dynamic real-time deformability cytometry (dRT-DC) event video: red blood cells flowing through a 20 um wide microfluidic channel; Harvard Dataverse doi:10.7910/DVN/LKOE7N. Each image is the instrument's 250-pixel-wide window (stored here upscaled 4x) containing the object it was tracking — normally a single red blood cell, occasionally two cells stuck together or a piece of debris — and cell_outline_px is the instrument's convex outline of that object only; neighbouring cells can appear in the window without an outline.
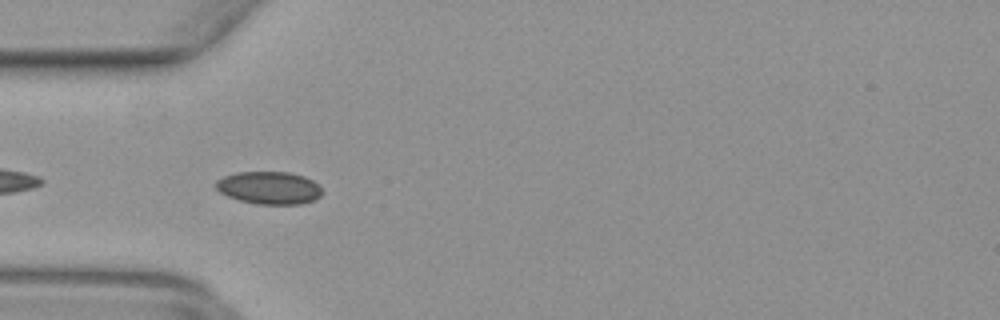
{"species": "common noctule bat (a hibernating species)", "species_latin": "Nyctalus noctula", "temperature_condition": "warm", "stored_images_in_passage": 10, "camera_frame_rate_fps": 3000, "um_per_image_px": 0.085, "animal": {"sex": "female", "body_mass_g": 29.2, "forearm_length_mm": 56.3}, "frame": {"image": 1, "passage_image": 2, "time_ms": 0.333, "image_size_px": [1000, 320], "cell_outline_px": [[324, 192], [316, 200], [300, 204], [256, 204], [240, 200], [228, 196], [220, 192], [216, 188], [216, 180], [224, 176], [236, 172], [288, 172], [304, 176], [320, 184]], "centroid_in_image_um": [22.92, 15.96], "position_along_channel_um": 62.1, "area_um2": 20.4}}
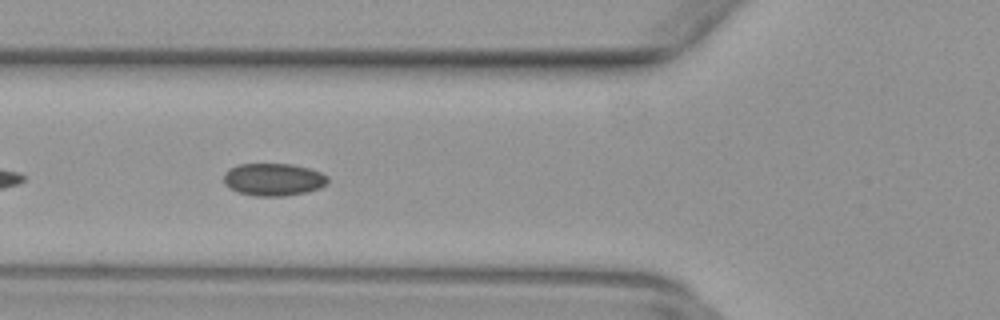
{"frame": {"image": 2, "passage_image": 5, "time_ms": 1.333, "image_size_px": [1000, 320], "cell_outline_px": [[328, 184], [320, 188], [308, 192], [284, 196], [256, 196], [240, 192], [224, 184], [224, 172], [240, 164], [292, 164], [308, 168], [320, 172], [328, 176]], "centroid_in_image_um": [23.29, 15.26], "position_along_channel_um": 102.5, "area_um2": 19.65}}